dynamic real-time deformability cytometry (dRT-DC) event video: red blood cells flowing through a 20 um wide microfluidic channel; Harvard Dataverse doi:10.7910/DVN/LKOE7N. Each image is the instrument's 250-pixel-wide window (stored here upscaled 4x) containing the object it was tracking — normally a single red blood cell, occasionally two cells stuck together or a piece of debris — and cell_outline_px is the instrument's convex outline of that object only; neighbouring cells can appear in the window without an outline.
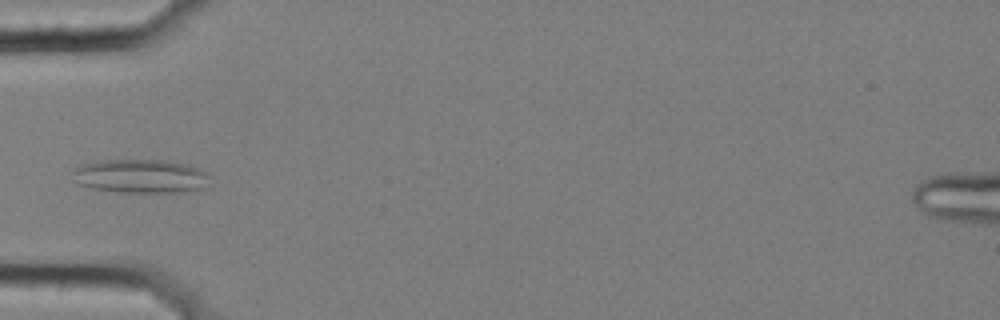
{"species": "common noctule bat (a hibernating species)", "species_latin": "Nyctalus noctula", "temperature_condition": "cold", "stored_images_in_passage": 4, "camera_frame_rate_fps": 3000, "um_per_image_px": 0.085, "animal": {"sex": "female", "body_mass_g": 25.1}, "frame": {"image": 1, "passage_image": 4, "time_ms": 1.0, "image_size_px": [1000, 320], "cell_outline_px": [[212, 176], [208, 188], [180, 192], [120, 192], [92, 188], [76, 184], [68, 172], [72, 168], [84, 164], [100, 160], [168, 160], [188, 164]], "centroid_in_image_um": [11.93, 14.97], "position_along_channel_um": 73.1, "area_um2": 27.63}}